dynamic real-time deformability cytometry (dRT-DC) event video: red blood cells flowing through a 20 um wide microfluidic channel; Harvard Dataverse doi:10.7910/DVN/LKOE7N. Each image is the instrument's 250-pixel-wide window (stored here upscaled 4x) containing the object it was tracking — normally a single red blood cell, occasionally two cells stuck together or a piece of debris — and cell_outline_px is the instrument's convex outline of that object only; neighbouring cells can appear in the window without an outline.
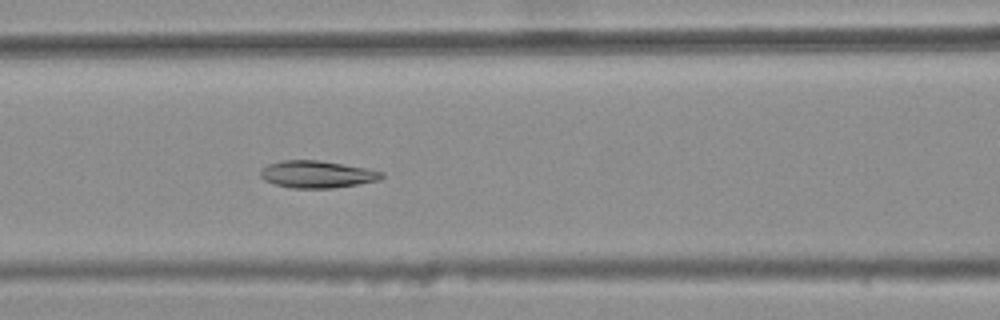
{"species": "common noctule bat (a hibernating species)", "species_latin": "Nyctalus noctula", "temperature_condition": "warm", "stored_images_in_passage": 37, "camera_frame_rate_fps": 3000, "um_per_image_px": 0.085, "animal": {"sex": "female", "body_mass_g": 25.1}, "frame": {"image": 1, "passage_image": 14, "time_ms": 4.333, "image_size_px": [1000, 320], "cell_outline_px": [[384, 176], [380, 180], [332, 188], [292, 188], [276, 184], [264, 180], [260, 176], [260, 168], [268, 164], [280, 160], [320, 160], [368, 168], [384, 172]], "centroid_in_image_um": [26.94, 14.8], "position_along_channel_um": 139.7, "area_um2": 19.31}}
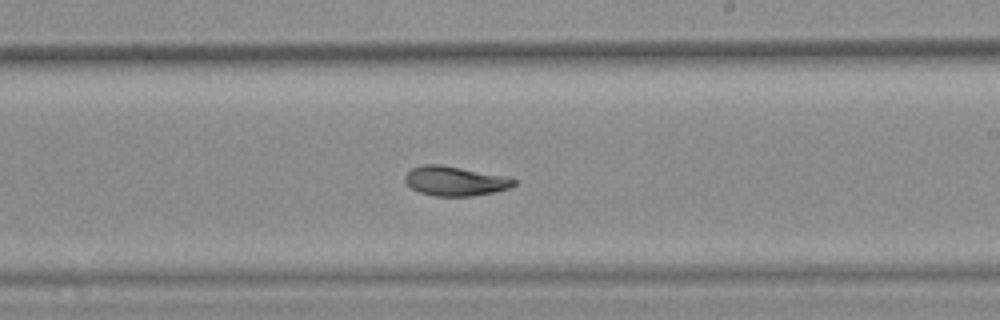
{"frame": {"image": 2, "passage_image": 23, "time_ms": 7.333, "image_size_px": [1000, 320], "cell_outline_px": [[516, 184], [508, 188], [496, 192], [472, 196], [436, 196], [420, 192], [412, 188], [404, 180], [404, 176], [412, 168], [424, 164], [440, 164], [508, 176], [516, 180]], "centroid_in_image_um": [38.71, 15.38], "position_along_channel_um": 250.3, "area_um2": 18.79}}
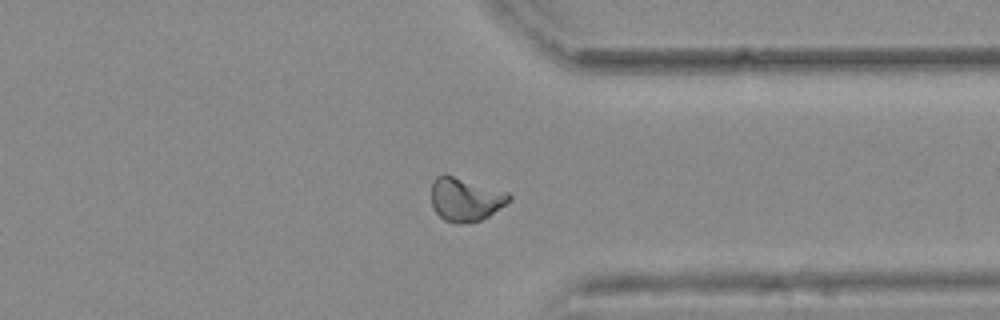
{"frame": {"image": 3, "passage_image": 33, "time_ms": 10.667, "image_size_px": [1000, 320], "cell_outline_px": [[512, 200], [488, 216], [480, 220], [460, 224], [456, 224], [444, 220], [436, 212], [432, 204], [432, 180], [436, 176], [444, 172], [508, 192], [512, 196]], "centroid_in_image_um": [39.56, 16.92], "position_along_channel_um": 371.8, "area_um2": 20.0}, "authors_computed_cell_mechanics": {"area_um2": 19.1896, "velocity_mm_per_s": 3.6964, "shape_relaxation_time_tau1_ms": null, "shape_relaxation_time_tau2_ms": 2.728, "deformation_change_tau1": null, "deformation_change_tau2": 0.0403}}